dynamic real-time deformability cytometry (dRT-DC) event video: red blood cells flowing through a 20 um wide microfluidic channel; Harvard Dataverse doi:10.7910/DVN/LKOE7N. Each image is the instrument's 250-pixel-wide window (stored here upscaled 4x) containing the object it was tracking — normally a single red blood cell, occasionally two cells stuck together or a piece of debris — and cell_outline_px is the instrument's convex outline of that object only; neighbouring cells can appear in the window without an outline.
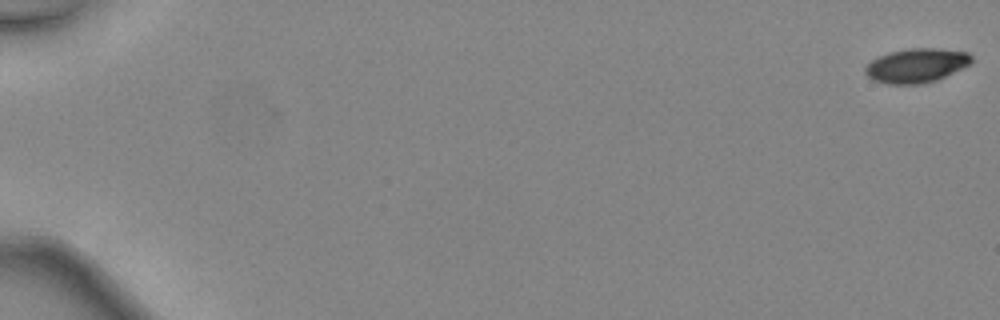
{"species": "common noctule bat (a hibernating species)", "species_latin": "Nyctalus noctula", "temperature_condition": "warm", "stored_images_in_passage": 48, "camera_frame_rate_fps": 3000, "um_per_image_px": 0.085, "animal": {"sex": "female", "body_mass_g": 24.6, "forearm_length_mm": 56.2}, "frame": {"image": 1, "passage_image": 1, "time_ms": 0.0, "image_size_px": [1000, 320], "cell_outline_px": [[972, 60], [968, 64], [936, 80], [920, 84], [888, 84], [872, 80], [864, 72], [864, 68], [872, 60], [888, 52], [908, 48], [936, 48], [968, 52], [972, 56]], "centroid_in_image_um": [77.85, 5.56], "position_along_channel_um": 7.2, "area_um2": 20.98}}
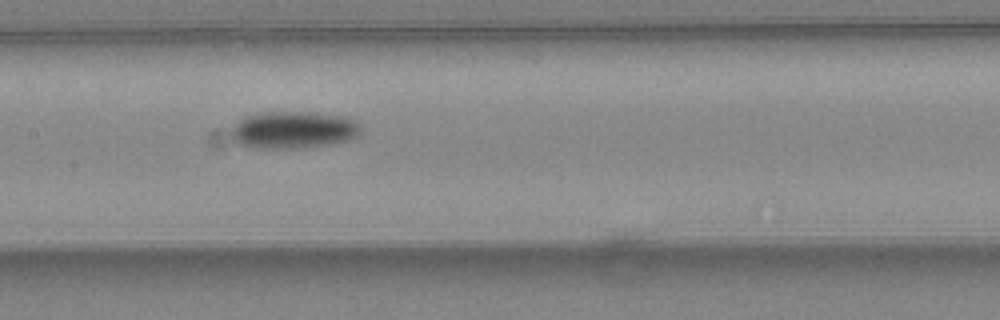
{"frame": {"image": 2, "passage_image": 26, "time_ms": 8.333, "image_size_px": [1000, 320], "cell_outline_px": [[360, 132], [356, 136], [348, 140], [328, 144], [296, 148], [260, 148], [240, 144], [232, 140], [232, 128], [244, 116], [264, 112], [308, 112], [340, 116], [356, 120], [360, 124]], "centroid_in_image_um": [24.93, 11.03], "position_along_channel_um": 182.5, "area_um2": 27.74}}
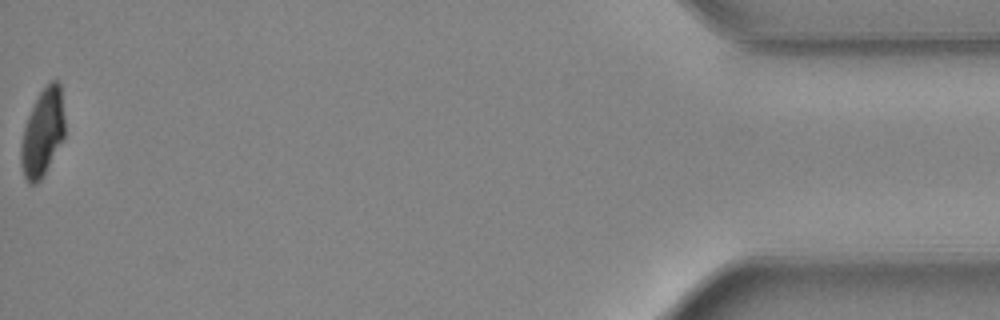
{"frame": {"image": 3, "passage_image": 48, "time_ms": 15.667, "image_size_px": [1000, 320], "cell_outline_px": [[64, 140], [44, 176], [36, 184], [28, 184], [24, 176], [20, 164], [20, 144], [24, 128], [28, 116], [40, 92], [52, 80], [60, 80], [64, 116]], "centroid_in_image_um": [3.63, 11.33], "position_along_channel_um": 431.6, "area_um2": 22.6}, "authors_computed_cell_mechanics": {"area_um2": 24.276, "velocity_mm_per_s": 4.5676, "shape_relaxation_time_tau1_ms": 3.9885, "shape_relaxation_time_tau2_ms": 10.6675, "deformation_change_tau1": 0.1361, "deformation_change_tau2": 0.1545}}